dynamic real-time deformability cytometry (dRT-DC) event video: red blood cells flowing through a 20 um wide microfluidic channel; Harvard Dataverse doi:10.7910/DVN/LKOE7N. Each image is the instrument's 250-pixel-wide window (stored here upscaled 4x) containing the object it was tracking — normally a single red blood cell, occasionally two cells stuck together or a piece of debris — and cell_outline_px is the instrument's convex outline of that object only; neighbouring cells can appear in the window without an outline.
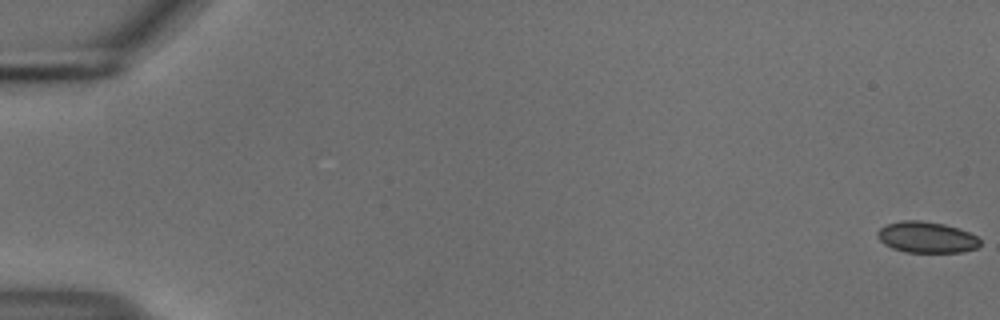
{"species": "common noctule bat (a hibernating species)", "species_latin": "Nyctalus noctula", "temperature_condition": "cold", "stored_images_in_passage": 56, "camera_frame_rate_fps": 3000, "um_per_image_px": 0.085, "animal": {"sex": "male", "body_mass_g": 18.8}, "frame": {"image": 1, "passage_image": 1, "time_ms": 0.0, "image_size_px": [1000, 320], "cell_outline_px": [[980, 244], [976, 248], [964, 252], [904, 252], [892, 248], [884, 244], [876, 236], [876, 232], [880, 228], [888, 224], [904, 220], [920, 220], [944, 224], [960, 228], [976, 236], [980, 240]], "centroid_in_image_um": [78.75, 20.17], "position_along_channel_um": 6.2, "area_um2": 18.67}}
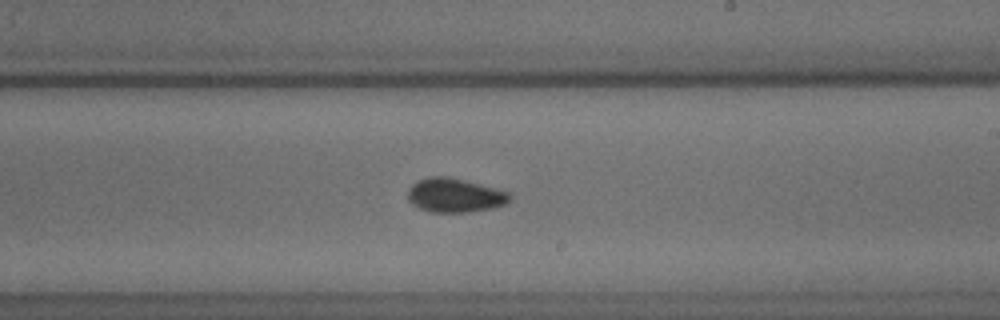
{"frame": {"image": 2, "passage_image": 34, "time_ms": 11.0, "image_size_px": [1000, 320], "cell_outline_px": [[512, 196], [508, 204], [492, 208], [468, 212], [432, 212], [420, 208], [412, 204], [408, 200], [408, 188], [412, 184], [428, 176], [448, 176], [496, 188], [508, 192]], "centroid_in_image_um": [38.67, 16.6], "position_along_channel_um": 250.3, "area_um2": 20.29}}
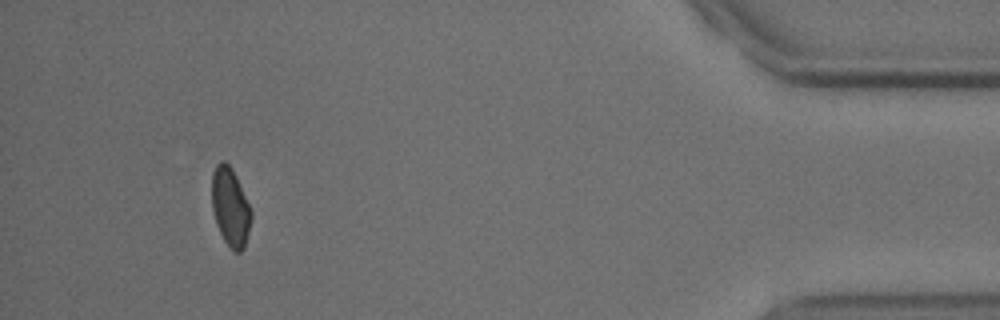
{"frame": {"image": 3, "passage_image": 52, "time_ms": 17.0, "image_size_px": [1000, 320], "cell_outline_px": [[252, 216], [244, 248], [240, 252], [232, 252], [224, 240], [216, 224], [212, 208], [212, 172], [216, 164], [220, 160], [224, 160], [232, 168], [236, 176], [252, 212]], "centroid_in_image_um": [19.56, 17.59], "position_along_channel_um": 415.6, "area_um2": 18.03}, "authors_computed_cell_mechanics": {"area_um2": 19.0162, "velocity_mm_per_s": 3.7325, "shape_relaxation_time_tau1_ms": 2.6084, "shape_relaxation_time_tau2_ms": 2.6852, "deformation_change_tau1": 0.0671, "deformation_change_tau2": 0.0531}}